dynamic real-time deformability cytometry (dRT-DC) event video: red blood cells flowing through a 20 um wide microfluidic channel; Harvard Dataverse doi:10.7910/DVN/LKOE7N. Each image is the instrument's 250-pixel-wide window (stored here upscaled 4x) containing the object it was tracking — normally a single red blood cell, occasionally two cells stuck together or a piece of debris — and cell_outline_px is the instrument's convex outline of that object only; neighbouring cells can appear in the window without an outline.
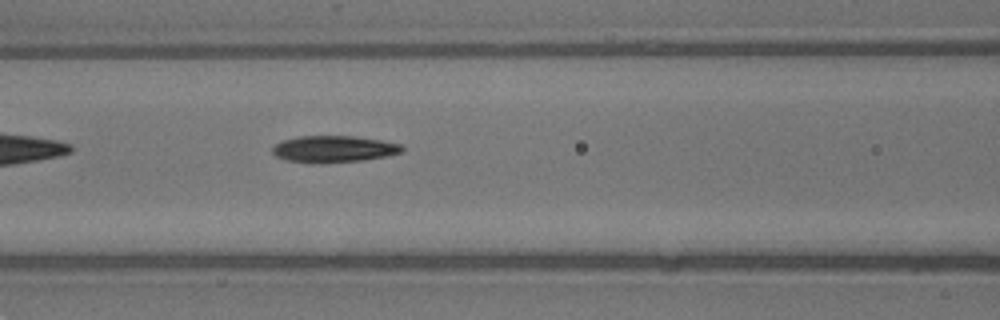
{"species": "common noctule bat (a hibernating species)", "species_latin": "Nyctalus noctula", "temperature_condition": "warm", "stored_images_in_passage": 6, "camera_frame_rate_fps": 3000, "um_per_image_px": 0.085, "animal": {"sex": "male", "body_mass_g": 13.3}, "frame": {"image": 1, "passage_image": 6, "time_ms": 1.667, "image_size_px": [1000, 320], "cell_outline_px": [[404, 152], [364, 160], [312, 164], [284, 160], [276, 156], [272, 152], [272, 148], [276, 144], [284, 140], [296, 136], [352, 136], [380, 140], [400, 144], [404, 148]], "centroid_in_image_um": [28.33, 12.68], "position_along_channel_um": 138.3, "area_um2": 20.23}}